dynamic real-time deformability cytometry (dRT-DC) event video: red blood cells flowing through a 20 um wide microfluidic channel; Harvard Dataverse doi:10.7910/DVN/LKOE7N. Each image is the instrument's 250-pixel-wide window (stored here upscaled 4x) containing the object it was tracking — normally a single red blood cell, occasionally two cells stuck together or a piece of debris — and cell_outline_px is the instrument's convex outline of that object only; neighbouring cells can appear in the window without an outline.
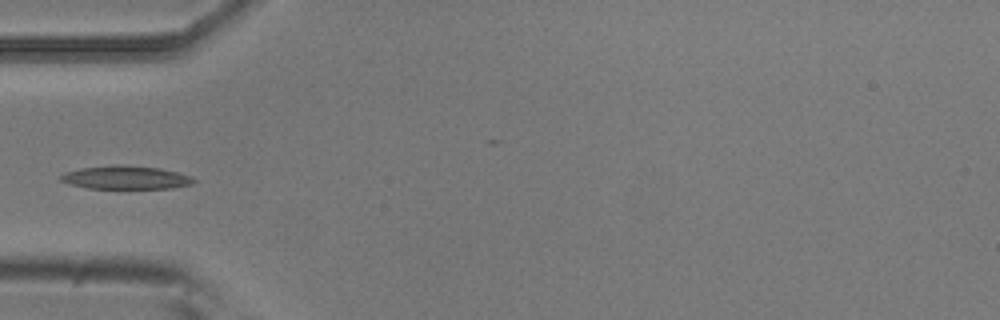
{"species": "common noctule bat (a hibernating species)", "species_latin": "Nyctalus noctula", "temperature_condition": "room temperature", "stored_images_in_passage": 4, "camera_frame_rate_fps": 3000, "um_per_image_px": 0.085, "animal": {"sex": "male", "body_mass_g": 20.5, "forearm_length_mm": 52.5}, "frame": {"image": 1, "passage_image": 4, "time_ms": 4.333, "image_size_px": [1000, 320], "cell_outline_px": [[196, 180], [192, 184], [172, 188], [88, 188], [68, 184], [60, 180], [60, 176], [64, 172], [80, 168], [112, 164], [120, 164], [160, 168], [192, 176]], "centroid_in_image_um": [10.67, 15.08], "position_along_channel_um": 74.3, "area_um2": 18.21}}